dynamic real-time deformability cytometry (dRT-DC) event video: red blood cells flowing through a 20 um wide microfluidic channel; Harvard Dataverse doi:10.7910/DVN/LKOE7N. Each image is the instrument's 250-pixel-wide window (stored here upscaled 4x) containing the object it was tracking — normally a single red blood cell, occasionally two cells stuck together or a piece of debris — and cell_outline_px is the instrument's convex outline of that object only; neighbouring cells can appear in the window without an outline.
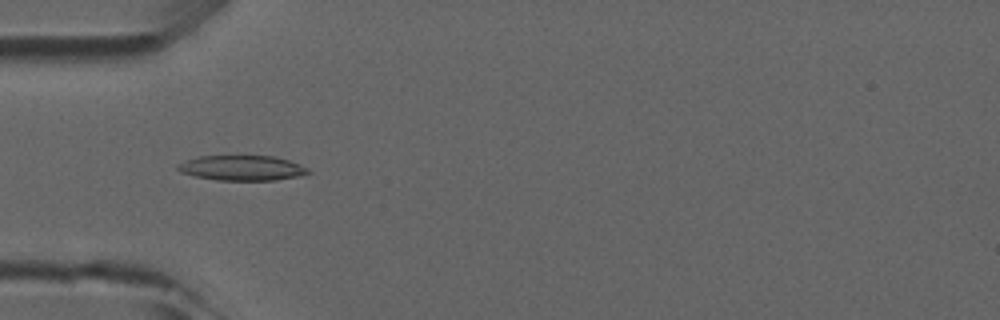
{"species": "common noctule bat (a hibernating species)", "species_latin": "Nyctalus noctula", "temperature_condition": "room temperature", "stored_images_in_passage": 49, "camera_frame_rate_fps": 3000, "um_per_image_px": 0.085, "animal": {"sex": "male", "forearm_length_mm": 52.5}, "frame": {"image": 1, "passage_image": 15, "time_ms": 4.667, "image_size_px": [1000, 320], "cell_outline_px": [[312, 172], [296, 176], [276, 180], [216, 180], [196, 176], [180, 172], [176, 168], [176, 164], [200, 156], [272, 156], [288, 160], [300, 164], [308, 168]], "centroid_in_image_um": [20.56, 14.28], "position_along_channel_um": 64.4, "area_um2": 18.9}}
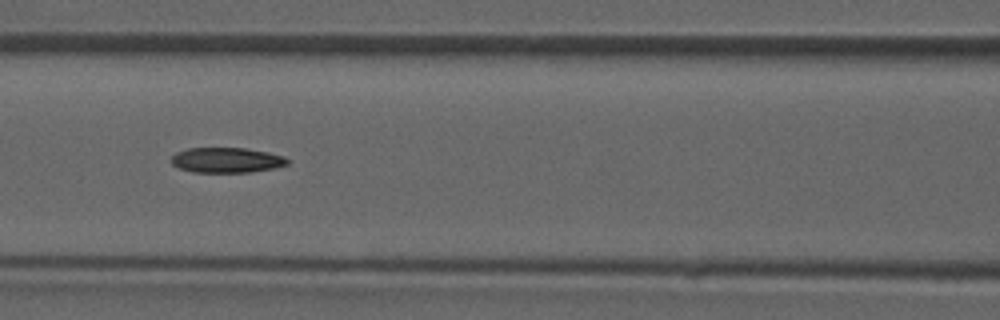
{"frame": {"image": 2, "passage_image": 21, "time_ms": 6.667, "image_size_px": [1000, 320], "cell_outline_px": [[288, 164], [276, 168], [252, 172], [192, 172], [180, 168], [172, 164], [168, 160], [176, 152], [188, 148], [244, 148], [268, 152], [284, 156], [288, 160]], "centroid_in_image_um": [19.25, 13.61], "position_along_channel_um": 147.4, "area_um2": 17.17}}
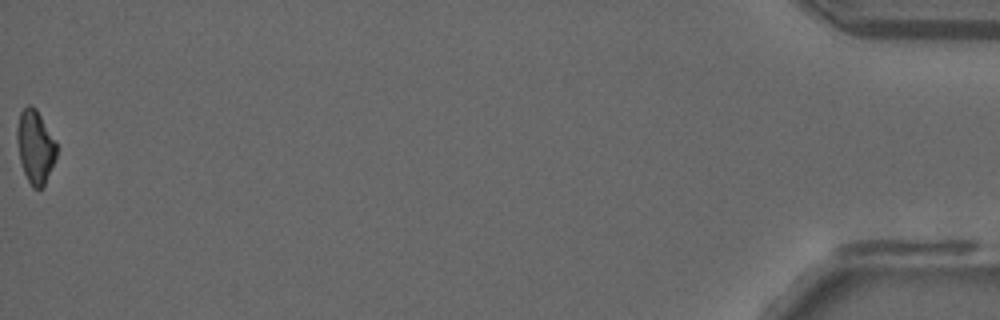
{"frame": {"image": 3, "passage_image": 49, "time_ms": 16.0, "image_size_px": [1000, 320], "cell_outline_px": [[56, 156], [44, 188], [32, 188], [24, 172], [20, 160], [16, 140], [16, 128], [20, 112], [28, 104], [32, 104], [36, 108], [56, 140]], "centroid_in_image_um": [2.99, 12.45], "position_along_channel_um": 432.2, "area_um2": 17.05}}